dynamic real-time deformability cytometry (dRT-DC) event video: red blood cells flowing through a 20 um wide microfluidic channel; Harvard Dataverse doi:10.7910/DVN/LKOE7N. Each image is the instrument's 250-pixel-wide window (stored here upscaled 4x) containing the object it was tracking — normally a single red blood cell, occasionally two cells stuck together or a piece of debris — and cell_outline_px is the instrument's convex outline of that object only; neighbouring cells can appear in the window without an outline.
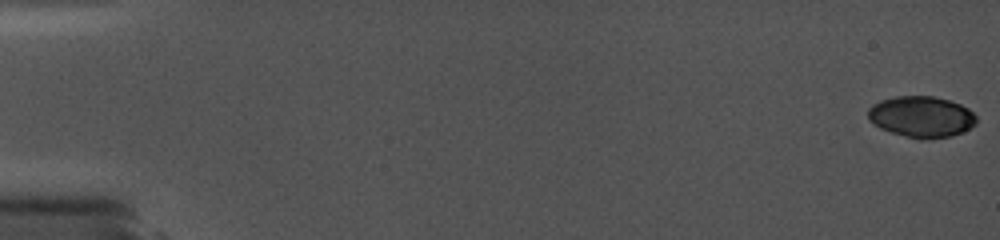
{"species": "common noctule bat (a hibernating species)", "species_latin": "Nyctalus noctula", "temperature_condition": "cold", "stored_images_in_passage": 14, "camera_frame_rate_fps": 5000, "um_per_image_px": 0.085, "animal": {"sex": "female", "body_mass_g": 19.0, "forearm_length_mm": 56.7}, "frame": {"image": 1, "passage_image": 1, "time_ms": 0.0, "image_size_px": [1000, 240], "cell_outline_px": [[976, 124], [964, 132], [952, 136], [924, 140], [892, 132], [880, 128], [868, 120], [868, 108], [872, 104], [880, 100], [896, 96], [932, 96], [948, 100], [960, 104], [968, 108], [976, 116]], "centroid_in_image_um": [78.32, 9.92], "position_along_channel_um": 6.7, "area_um2": 26.07}}
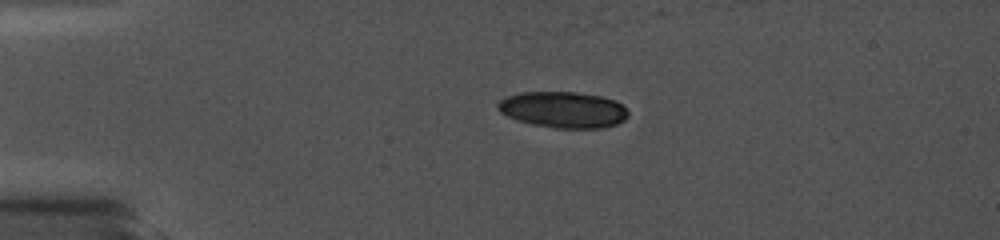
{"frame": {"image": 2, "passage_image": 10, "time_ms": 4.2, "image_size_px": [1000, 240], "cell_outline_px": [[628, 116], [624, 120], [616, 124], [600, 128], [552, 128], [532, 124], [516, 120], [500, 112], [496, 108], [496, 104], [500, 100], [508, 96], [520, 92], [576, 92], [600, 96], [616, 100], [628, 112]], "centroid_in_image_um": [47.84, 9.32], "position_along_channel_um": 37.2, "area_um2": 27.51}}